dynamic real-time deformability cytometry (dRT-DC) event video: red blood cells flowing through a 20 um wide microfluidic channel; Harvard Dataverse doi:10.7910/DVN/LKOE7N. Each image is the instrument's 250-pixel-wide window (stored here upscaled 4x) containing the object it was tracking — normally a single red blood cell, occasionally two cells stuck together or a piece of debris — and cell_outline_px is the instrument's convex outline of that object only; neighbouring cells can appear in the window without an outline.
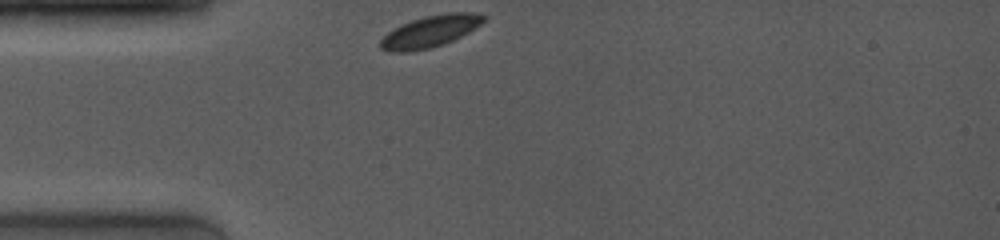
{"species": "common noctule bat (a hibernating species)", "species_latin": "Nyctalus noctula", "temperature_condition": "room temperature", "stored_images_in_passage": 48, "camera_frame_rate_fps": 4000, "um_per_image_px": 0.085, "animal": {"sex": "female", "body_mass_g": 19.0, "forearm_length_mm": 53.3}, "frame": {"image": 1, "passage_image": 1, "time_ms": 0.0, "image_size_px": [1000, 240], "cell_outline_px": [[488, 16], [480, 24], [468, 32], [444, 44], [432, 48], [408, 52], [388, 52], [380, 48], [380, 40], [392, 28], [412, 20], [424, 16], [448, 12], [468, 12]], "centroid_in_image_um": [36.53, 2.67], "position_along_channel_um": 48.5, "area_um2": 19.07}}
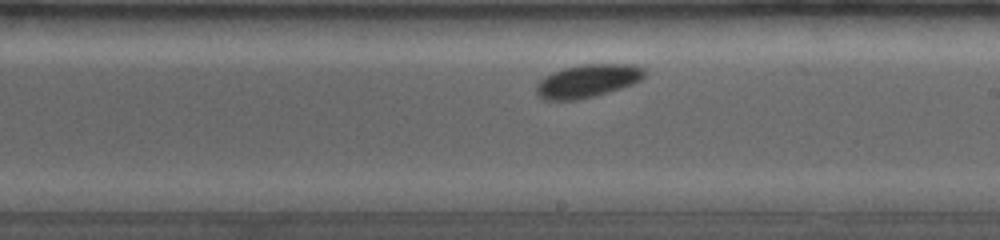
{"frame": {"image": 2, "passage_image": 25, "time_ms": 5.25, "image_size_px": [1000, 240], "cell_outline_px": [[648, 72], [640, 80], [632, 84], [620, 88], [592, 96], [576, 100], [544, 100], [536, 92], [536, 84], [544, 76], [552, 72], [564, 68], [580, 64], [632, 64], [648, 68]], "centroid_in_image_um": [49.97, 6.86], "position_along_channel_um": 239.0, "area_um2": 20.92}}
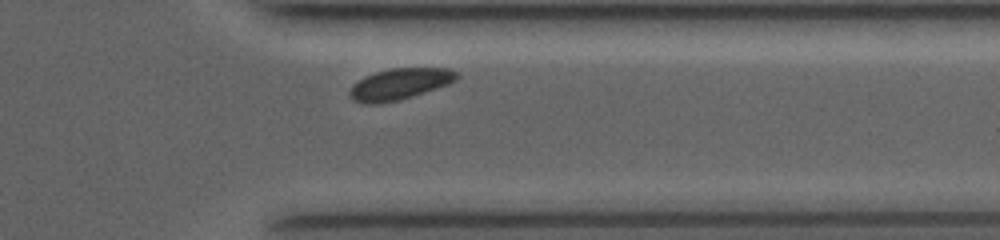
{"frame": {"image": 3, "passage_image": 45, "time_ms": 8.75, "image_size_px": [1000, 240], "cell_outline_px": [[460, 76], [456, 80], [448, 84], [412, 96], [396, 100], [376, 104], [364, 104], [352, 100], [348, 96], [348, 92], [352, 84], [364, 76], [376, 72], [392, 68], [448, 68], [456, 72]], "centroid_in_image_um": [33.92, 7.14], "position_along_channel_um": 377.5, "area_um2": 19.48}, "authors_computed_cell_mechanics": {"area_um2": 19.941, "velocity_mm_per_s": 3.9004, "shape_relaxation_time_tau1_ms": 0.5421, "shape_relaxation_time_tau2_ms": null, "deformation_change_tau1": 0.0162, "deformation_change_tau2": null}}